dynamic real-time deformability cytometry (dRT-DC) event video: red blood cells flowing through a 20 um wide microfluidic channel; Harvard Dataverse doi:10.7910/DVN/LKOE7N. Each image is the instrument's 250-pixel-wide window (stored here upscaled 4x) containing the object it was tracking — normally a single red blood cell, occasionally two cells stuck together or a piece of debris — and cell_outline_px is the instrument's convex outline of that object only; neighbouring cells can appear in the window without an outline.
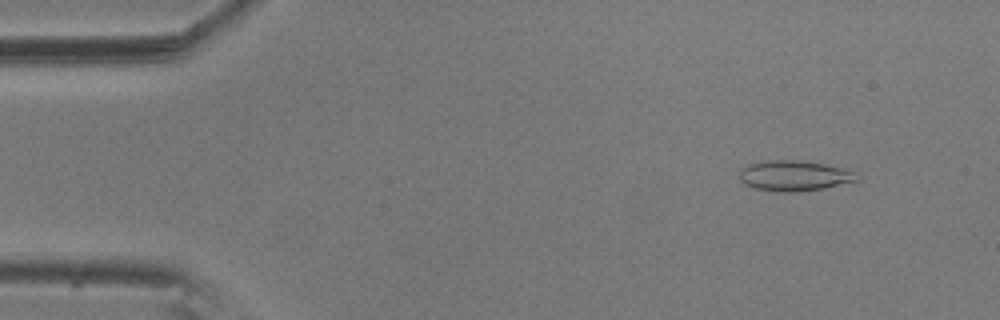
{"species": "common noctule bat (a hibernating species)", "species_latin": "Nyctalus noctula", "temperature_condition": "room temperature", "stored_images_in_passage": 5, "segment_of_instrument_passage": [1, 2], "camera_frame_rate_fps": 3000, "um_per_image_px": 0.085, "animal": {"sex": "male", "body_mass_g": 20.5, "forearm_length_mm": 52.5}, "frame": {"image": 1, "passage_image": 2, "time_ms": 0.333, "image_size_px": [1000, 320], "cell_outline_px": [[860, 180], [824, 188], [796, 192], [776, 192], [756, 188], [744, 184], [740, 180], [740, 168], [748, 164], [760, 160], [800, 160], [824, 164], [840, 168], [852, 172]], "centroid_in_image_um": [67.43, 14.93], "position_along_channel_um": 17.6, "area_um2": 20.81}}